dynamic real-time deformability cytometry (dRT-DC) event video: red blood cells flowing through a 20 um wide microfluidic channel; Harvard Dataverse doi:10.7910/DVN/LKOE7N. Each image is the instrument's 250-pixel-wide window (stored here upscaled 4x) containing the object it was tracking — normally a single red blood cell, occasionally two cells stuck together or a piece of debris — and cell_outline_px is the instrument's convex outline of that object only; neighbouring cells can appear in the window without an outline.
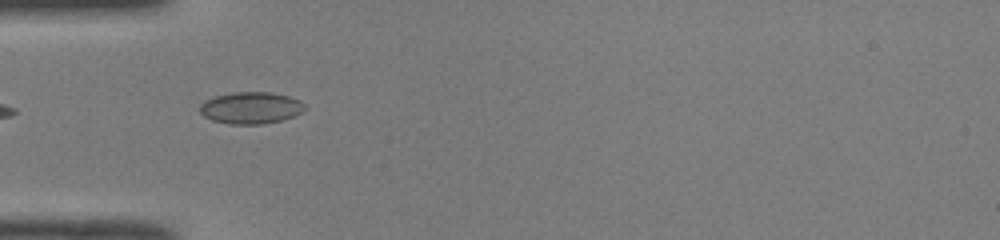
{"species": "common noctule bat (a hibernating species)", "species_latin": "Nyctalus noctula", "temperature_condition": "room temperature", "stored_images_in_passage": 35, "camera_frame_rate_fps": 3000, "um_per_image_px": 0.085, "animal": {"sex": "male", "body_mass_g": 19.0, "forearm_length_mm": 50.8}, "frame": {"image": 1, "passage_image": 1, "time_ms": 0.0, "image_size_px": [1000, 240], "cell_outline_px": [[304, 108], [300, 112], [292, 116], [280, 120], [260, 124], [228, 124], [212, 120], [204, 116], [200, 112], [200, 104], [204, 100], [216, 96], [232, 92], [272, 92], [288, 96], [300, 100], [304, 104]], "centroid_in_image_um": [21.28, 9.16], "position_along_channel_um": 63.7, "area_um2": 19.31}}
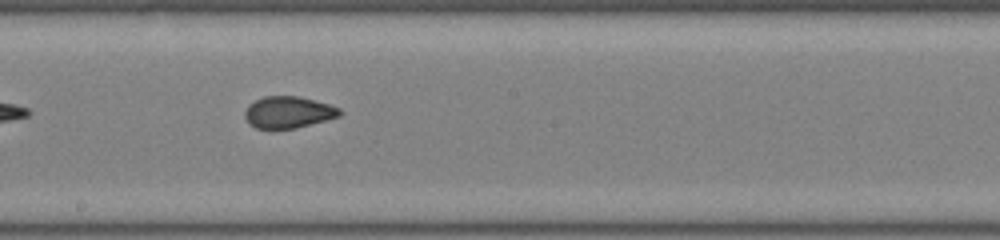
{"frame": {"image": 2, "passage_image": 13, "time_ms": 4.0, "image_size_px": [1000, 240], "cell_outline_px": [[344, 112], [340, 116], [296, 128], [272, 132], [256, 128], [248, 124], [244, 116], [244, 112], [248, 104], [264, 96], [300, 96], [328, 104], [340, 108]], "centroid_in_image_um": [24.46, 9.58], "position_along_channel_um": 223.7, "area_um2": 18.15}}
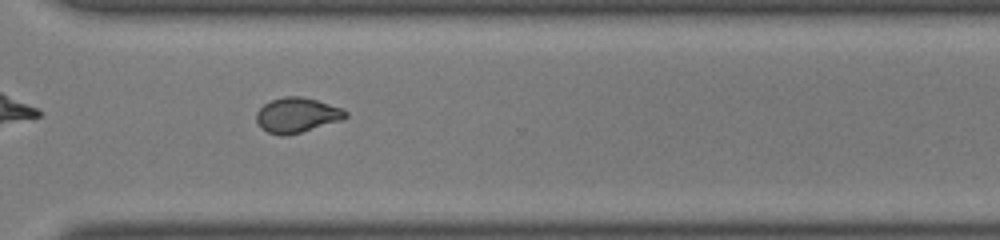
{"frame": {"image": 3, "passage_image": 22, "time_ms": 7.0, "image_size_px": [1000, 240], "cell_outline_px": [[348, 116], [340, 120], [288, 136], [280, 136], [268, 132], [260, 128], [256, 120], [256, 112], [264, 104], [272, 100], [284, 96], [304, 96], [340, 108], [348, 112]], "centroid_in_image_um": [25.2, 9.79], "position_along_channel_um": 345.4, "area_um2": 18.09}, "authors_computed_cell_mechanics": {"area_um2": 18.0336, "velocity_mm_per_s": 4.0426, "shape_relaxation_time_tau1_ms": null, "shape_relaxation_time_tau2_ms": 0.7943, "deformation_change_tau1": null, "deformation_change_tau2": 0.0535}}